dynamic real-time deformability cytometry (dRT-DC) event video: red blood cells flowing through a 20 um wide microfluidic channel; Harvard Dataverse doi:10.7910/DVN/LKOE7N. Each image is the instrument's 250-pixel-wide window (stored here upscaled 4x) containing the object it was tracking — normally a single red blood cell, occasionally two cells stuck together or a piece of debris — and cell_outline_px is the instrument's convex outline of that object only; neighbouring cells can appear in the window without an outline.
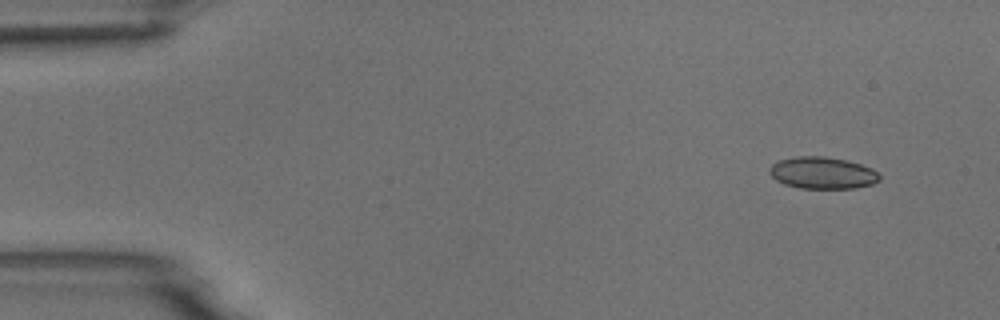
{"species": "common noctule bat (a hibernating species)", "species_latin": "Nyctalus noctula", "temperature_condition": "room temperature", "stored_images_in_passage": 5, "camera_frame_rate_fps": 3000, "um_per_image_px": 0.085, "animal": {"sex": "male", "body_mass_g": 18.8}, "frame": {"image": 1, "passage_image": 1, "time_ms": 0.0, "image_size_px": [1000, 320], "cell_outline_px": [[880, 180], [872, 184], [856, 188], [800, 188], [784, 184], [776, 180], [768, 172], [768, 168], [772, 164], [780, 160], [796, 156], [824, 156], [848, 160], [872, 168], [880, 176]], "centroid_in_image_um": [69.9, 14.69], "position_along_channel_um": 15.1, "area_um2": 20.52}}
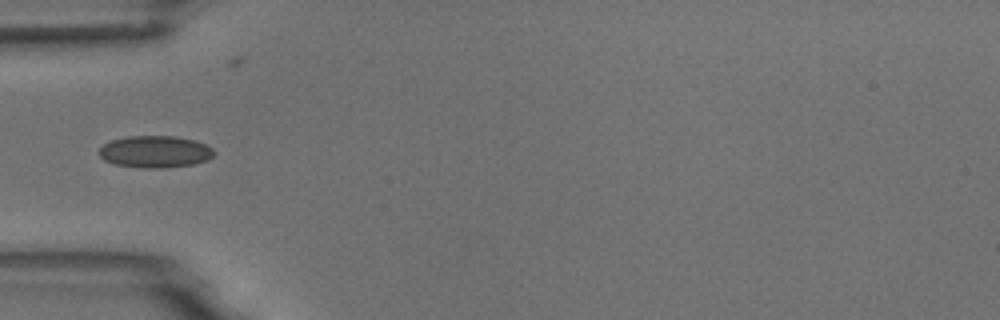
{"frame": {"image": 2, "passage_image": 4, "time_ms": 4.333, "image_size_px": [1000, 320], "cell_outline_px": [[216, 152], [208, 160], [192, 164], [164, 168], [140, 168], [116, 164], [104, 160], [100, 156], [100, 148], [104, 144], [112, 140], [128, 136], [176, 136], [192, 140], [204, 144], [212, 148]], "centroid_in_image_um": [13.19, 12.9], "position_along_channel_um": 71.8, "area_um2": 21.27}}